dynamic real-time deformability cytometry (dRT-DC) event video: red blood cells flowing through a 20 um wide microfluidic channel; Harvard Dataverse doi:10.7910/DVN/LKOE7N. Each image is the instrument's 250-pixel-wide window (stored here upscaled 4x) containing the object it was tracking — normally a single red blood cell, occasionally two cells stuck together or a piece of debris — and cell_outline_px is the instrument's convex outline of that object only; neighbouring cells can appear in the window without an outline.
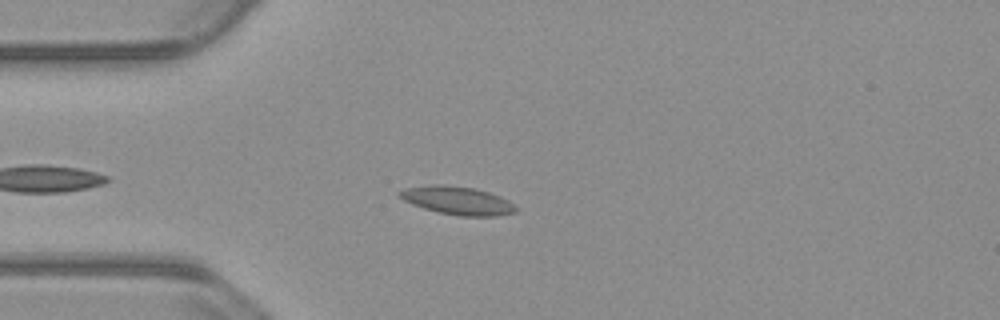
{"species": "common noctule bat (a hibernating species)", "species_latin": "Nyctalus noctula", "temperature_condition": "warm", "stored_images_in_passage": 38, "camera_frame_rate_fps": 3000, "um_per_image_px": 0.085, "animal": {"sex": "male", "body_mass_g": 23.1, "forearm_length_mm": 52.7}, "frame": {"image": 1, "passage_image": 7, "time_ms": 2.0, "image_size_px": [1000, 320], "cell_outline_px": [[516, 212], [500, 216], [456, 216], [424, 208], [412, 204], [396, 196], [396, 192], [404, 188], [432, 184], [440, 184], [472, 188], [488, 192], [500, 196], [508, 200], [516, 208]], "centroid_in_image_um": [38.84, 17.04], "position_along_channel_um": 46.2, "area_um2": 19.13}}
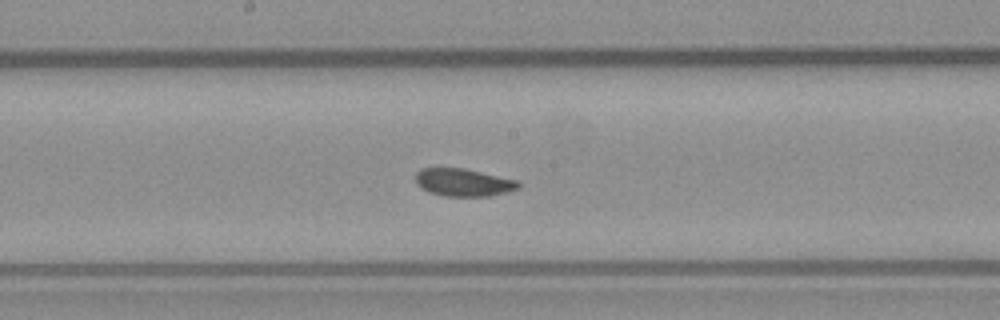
{"frame": {"image": 2, "passage_image": 21, "time_ms": 6.667, "image_size_px": [1000, 320], "cell_outline_px": [[520, 188], [508, 192], [488, 196], [444, 196], [428, 192], [420, 188], [416, 184], [416, 172], [420, 168], [464, 168], [516, 180], [520, 184]], "centroid_in_image_um": [39.36, 15.51], "position_along_channel_um": 208.8, "area_um2": 16.65}}
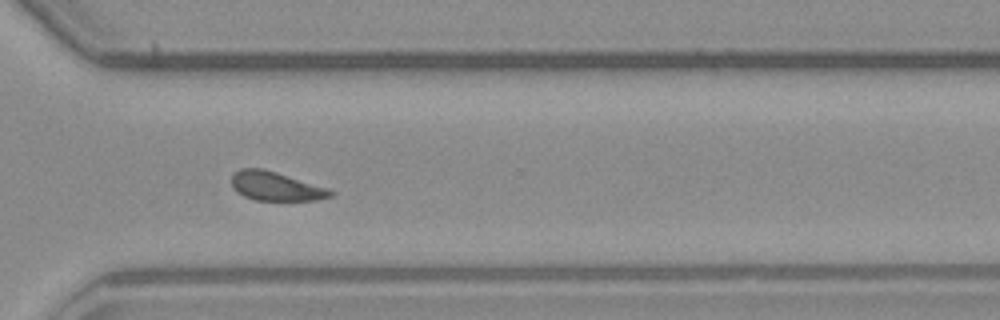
{"frame": {"image": 3, "passage_image": 32, "time_ms": 10.333, "image_size_px": [1000, 320], "cell_outline_px": [[336, 192], [332, 196], [316, 200], [256, 200], [244, 196], [236, 192], [232, 188], [232, 176], [240, 168], [264, 168], [328, 188]], "centroid_in_image_um": [23.44, 15.83], "position_along_channel_um": 347.2, "area_um2": 16.7}, "authors_computed_cell_mechanics": {"area_um2": 17.1955, "velocity_mm_per_s": 3.7846, "shape_relaxation_time_tau1_ms": null, "shape_relaxation_time_tau2_ms": 2.0027, "deformation_change_tau1": null, "deformation_change_tau2": 0.0759}}